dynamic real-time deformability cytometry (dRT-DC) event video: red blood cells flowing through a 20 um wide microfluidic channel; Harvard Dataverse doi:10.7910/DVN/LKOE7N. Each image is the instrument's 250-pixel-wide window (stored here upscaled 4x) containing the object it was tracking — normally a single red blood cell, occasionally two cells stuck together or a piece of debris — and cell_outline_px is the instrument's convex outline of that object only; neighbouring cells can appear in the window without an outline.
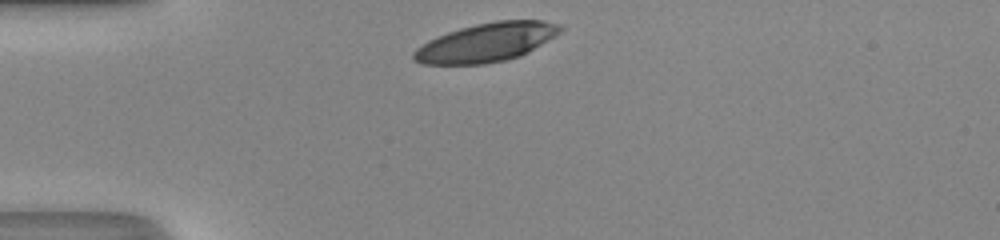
{"species": "human", "species_latin": "Homo sapiens", "temperature_condition": "room temperature", "stored_images_in_passage": 27, "camera_frame_rate_fps": 3000, "um_per_image_px": 0.085, "donor": {"sex": "male"}, "frame": {"image": 1, "passage_image": 1, "time_ms": 0.0, "image_size_px": [1000, 240], "cell_outline_px": [[564, 28], [560, 32], [528, 52], [520, 56], [504, 60], [484, 64], [420, 64], [412, 60], [412, 52], [416, 48], [428, 40], [448, 32], [460, 28], [476, 24], [496, 20], [540, 20], [560, 24]], "centroid_in_image_um": [41.3, 3.6], "position_along_channel_um": 43.7, "area_um2": 33.0}}
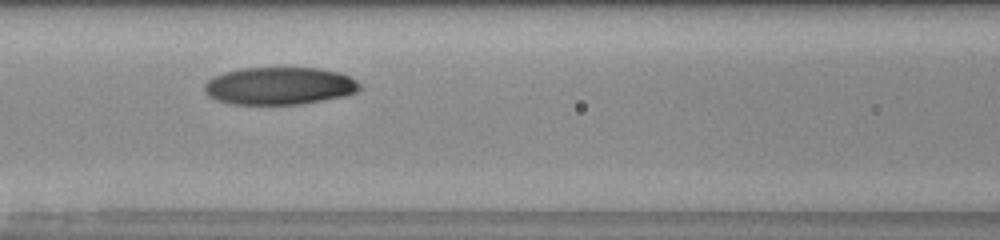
{"frame": {"image": 2, "passage_image": 10, "time_ms": 3.0, "image_size_px": [1000, 240], "cell_outline_px": [[364, 88], [356, 92], [344, 96], [324, 100], [300, 104], [232, 104], [216, 100], [208, 96], [204, 92], [204, 84], [212, 76], [224, 72], [240, 68], [316, 68], [340, 72], [356, 80]], "centroid_in_image_um": [23.74, 7.3], "position_along_channel_um": 142.9, "area_um2": 34.22}}
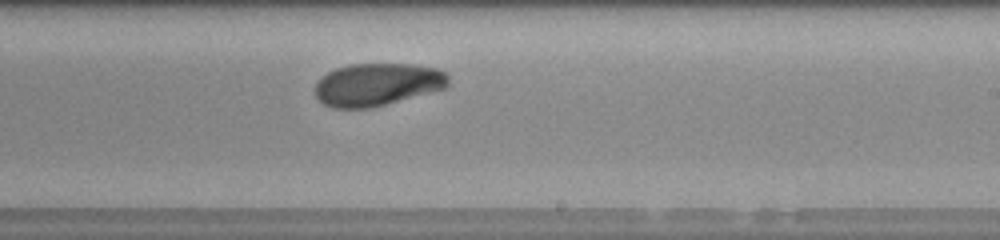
{"frame": {"image": 3, "passage_image": 18, "time_ms": 5.667, "image_size_px": [1000, 240], "cell_outline_px": [[448, 84], [444, 88], [432, 92], [372, 108], [332, 108], [324, 104], [316, 96], [316, 84], [328, 72], [336, 68], [352, 64], [408, 64], [436, 68], [444, 72], [448, 76]], "centroid_in_image_um": [32.07, 7.19], "position_along_channel_um": 256.9, "area_um2": 32.89}, "authors_computed_cell_mechanics": {"area_um2": 34.391, "velocity_mm_per_s": 4.2928, "shape_relaxation_time_tau1_ms": 3.7517, "shape_relaxation_time_tau2_ms": 6.8475, "deformation_change_tau1": 0.1493, "deformation_change_tau2": 0.1175}}